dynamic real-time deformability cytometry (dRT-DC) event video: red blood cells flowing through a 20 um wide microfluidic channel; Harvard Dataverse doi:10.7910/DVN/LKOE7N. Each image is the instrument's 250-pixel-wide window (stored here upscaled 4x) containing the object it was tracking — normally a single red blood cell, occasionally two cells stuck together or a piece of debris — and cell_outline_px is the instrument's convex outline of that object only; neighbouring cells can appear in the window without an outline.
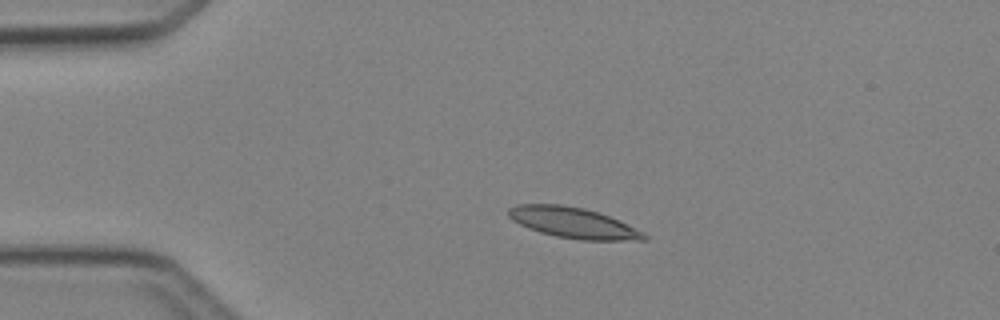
{"species": "Egyptian fruit bat (a non-hibernating species)", "species_latin": "Rousettus aegyptiacus", "temperature_condition": "cold", "stored_images_in_passage": 2, "camera_frame_rate_fps": 3000, "um_per_image_px": 0.085, "animal": {"sex": "female"}, "frame": {"image": 1, "passage_image": 2, "time_ms": 1.333, "image_size_px": [1000, 320], "cell_outline_px": [[648, 240], [580, 240], [556, 236], [540, 232], [528, 228], [512, 220], [508, 216], [508, 208], [516, 204], [560, 204], [584, 208], [600, 212], [644, 232], [648, 236]], "centroid_in_image_um": [48.71, 18.93], "position_along_channel_um": 36.3, "area_um2": 24.28}}